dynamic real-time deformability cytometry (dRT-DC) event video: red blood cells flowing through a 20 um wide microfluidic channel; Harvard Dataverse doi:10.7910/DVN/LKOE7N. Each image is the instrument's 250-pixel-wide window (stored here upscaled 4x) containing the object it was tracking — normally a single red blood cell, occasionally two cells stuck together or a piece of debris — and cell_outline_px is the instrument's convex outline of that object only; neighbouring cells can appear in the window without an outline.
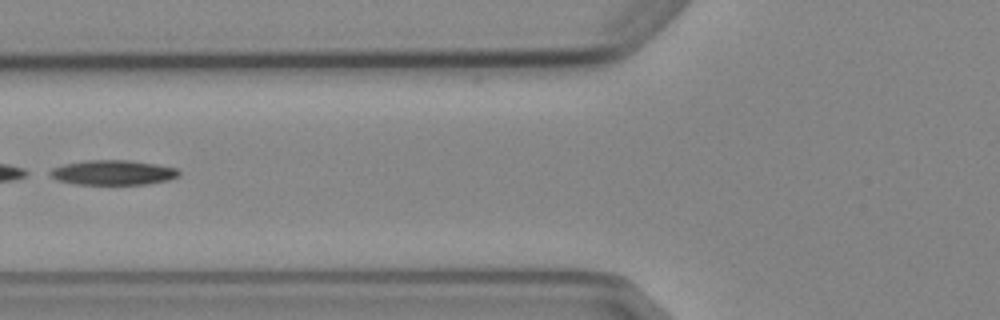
{"species": "Egyptian fruit bat (a non-hibernating species)", "species_latin": "Rousettus aegyptiacus", "temperature_condition": "cold", "stored_images_in_passage": 7, "segment_of_instrument_passage": [2, 2], "camera_frame_rate_fps": 3000, "um_per_image_px": 0.085, "animal": {"sex": "female"}, "frame": {"image": 1, "passage_image": 6, "time_ms": 6.0, "image_size_px": [1000, 320], "cell_outline_px": [[180, 176], [168, 180], [148, 184], [76, 184], [56, 180], [44, 172], [52, 168], [64, 164], [84, 160], [128, 160], [156, 164], [176, 168], [180, 172]], "centroid_in_image_um": [9.55, 14.66], "position_along_channel_um": 116.2, "area_um2": 18.84}}